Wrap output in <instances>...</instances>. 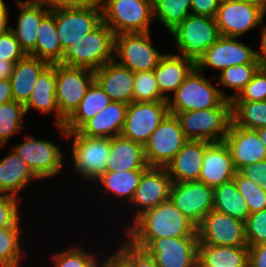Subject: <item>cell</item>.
<instances>
[{
	"label": "cell",
	"mask_w": 266,
	"mask_h": 267,
	"mask_svg": "<svg viewBox=\"0 0 266 267\" xmlns=\"http://www.w3.org/2000/svg\"><path fill=\"white\" fill-rule=\"evenodd\" d=\"M181 129L188 140L223 141L232 122L231 101L218 107L176 113Z\"/></svg>",
	"instance_id": "4"
},
{
	"label": "cell",
	"mask_w": 266,
	"mask_h": 267,
	"mask_svg": "<svg viewBox=\"0 0 266 267\" xmlns=\"http://www.w3.org/2000/svg\"><path fill=\"white\" fill-rule=\"evenodd\" d=\"M20 7L16 28L11 27L15 39L26 55H30L36 47L38 29L41 20L50 12L43 2H26L17 0ZM45 7V8H44Z\"/></svg>",
	"instance_id": "24"
},
{
	"label": "cell",
	"mask_w": 266,
	"mask_h": 267,
	"mask_svg": "<svg viewBox=\"0 0 266 267\" xmlns=\"http://www.w3.org/2000/svg\"><path fill=\"white\" fill-rule=\"evenodd\" d=\"M198 244L248 246L245 222L216 210L210 211L197 227Z\"/></svg>",
	"instance_id": "13"
},
{
	"label": "cell",
	"mask_w": 266,
	"mask_h": 267,
	"mask_svg": "<svg viewBox=\"0 0 266 267\" xmlns=\"http://www.w3.org/2000/svg\"><path fill=\"white\" fill-rule=\"evenodd\" d=\"M248 267H266V242L249 246Z\"/></svg>",
	"instance_id": "52"
},
{
	"label": "cell",
	"mask_w": 266,
	"mask_h": 267,
	"mask_svg": "<svg viewBox=\"0 0 266 267\" xmlns=\"http://www.w3.org/2000/svg\"><path fill=\"white\" fill-rule=\"evenodd\" d=\"M13 63L5 59H0V79H10Z\"/></svg>",
	"instance_id": "56"
},
{
	"label": "cell",
	"mask_w": 266,
	"mask_h": 267,
	"mask_svg": "<svg viewBox=\"0 0 266 267\" xmlns=\"http://www.w3.org/2000/svg\"><path fill=\"white\" fill-rule=\"evenodd\" d=\"M49 65L46 61L30 55L18 60L13 65L10 76L13 100L25 104L30 98L39 75Z\"/></svg>",
	"instance_id": "28"
},
{
	"label": "cell",
	"mask_w": 266,
	"mask_h": 267,
	"mask_svg": "<svg viewBox=\"0 0 266 267\" xmlns=\"http://www.w3.org/2000/svg\"><path fill=\"white\" fill-rule=\"evenodd\" d=\"M45 0H26V2H44Z\"/></svg>",
	"instance_id": "61"
},
{
	"label": "cell",
	"mask_w": 266,
	"mask_h": 267,
	"mask_svg": "<svg viewBox=\"0 0 266 267\" xmlns=\"http://www.w3.org/2000/svg\"><path fill=\"white\" fill-rule=\"evenodd\" d=\"M265 12L236 0H221L215 17L221 36L240 37L262 24Z\"/></svg>",
	"instance_id": "17"
},
{
	"label": "cell",
	"mask_w": 266,
	"mask_h": 267,
	"mask_svg": "<svg viewBox=\"0 0 266 267\" xmlns=\"http://www.w3.org/2000/svg\"><path fill=\"white\" fill-rule=\"evenodd\" d=\"M261 141L266 147V126L256 129Z\"/></svg>",
	"instance_id": "60"
},
{
	"label": "cell",
	"mask_w": 266,
	"mask_h": 267,
	"mask_svg": "<svg viewBox=\"0 0 266 267\" xmlns=\"http://www.w3.org/2000/svg\"><path fill=\"white\" fill-rule=\"evenodd\" d=\"M95 255H93L82 267H103L105 260L102 261V263L98 262L99 260H97L98 257H96Z\"/></svg>",
	"instance_id": "58"
},
{
	"label": "cell",
	"mask_w": 266,
	"mask_h": 267,
	"mask_svg": "<svg viewBox=\"0 0 266 267\" xmlns=\"http://www.w3.org/2000/svg\"><path fill=\"white\" fill-rule=\"evenodd\" d=\"M66 138L74 137L72 144V164L84 180L95 181L106 172L111 151V138L88 137L75 132H67L62 125H56Z\"/></svg>",
	"instance_id": "6"
},
{
	"label": "cell",
	"mask_w": 266,
	"mask_h": 267,
	"mask_svg": "<svg viewBox=\"0 0 266 267\" xmlns=\"http://www.w3.org/2000/svg\"><path fill=\"white\" fill-rule=\"evenodd\" d=\"M172 180L166 167H148L142 174L130 204L138 206L133 222L147 210L169 200ZM135 216V217H134Z\"/></svg>",
	"instance_id": "19"
},
{
	"label": "cell",
	"mask_w": 266,
	"mask_h": 267,
	"mask_svg": "<svg viewBox=\"0 0 266 267\" xmlns=\"http://www.w3.org/2000/svg\"><path fill=\"white\" fill-rule=\"evenodd\" d=\"M13 100L10 79H0V106Z\"/></svg>",
	"instance_id": "54"
},
{
	"label": "cell",
	"mask_w": 266,
	"mask_h": 267,
	"mask_svg": "<svg viewBox=\"0 0 266 267\" xmlns=\"http://www.w3.org/2000/svg\"><path fill=\"white\" fill-rule=\"evenodd\" d=\"M198 267H248L249 247L198 244Z\"/></svg>",
	"instance_id": "31"
},
{
	"label": "cell",
	"mask_w": 266,
	"mask_h": 267,
	"mask_svg": "<svg viewBox=\"0 0 266 267\" xmlns=\"http://www.w3.org/2000/svg\"><path fill=\"white\" fill-rule=\"evenodd\" d=\"M93 82V70L56 64V102L59 108V125L63 126L76 111Z\"/></svg>",
	"instance_id": "8"
},
{
	"label": "cell",
	"mask_w": 266,
	"mask_h": 267,
	"mask_svg": "<svg viewBox=\"0 0 266 267\" xmlns=\"http://www.w3.org/2000/svg\"><path fill=\"white\" fill-rule=\"evenodd\" d=\"M258 69V64H241L228 67L220 72L218 85L224 88L235 90V93L229 96L231 101L237 97L243 88L251 81L252 76Z\"/></svg>",
	"instance_id": "40"
},
{
	"label": "cell",
	"mask_w": 266,
	"mask_h": 267,
	"mask_svg": "<svg viewBox=\"0 0 266 267\" xmlns=\"http://www.w3.org/2000/svg\"><path fill=\"white\" fill-rule=\"evenodd\" d=\"M115 33L102 22L96 29L71 43L63 52L62 64L96 71L115 58Z\"/></svg>",
	"instance_id": "2"
},
{
	"label": "cell",
	"mask_w": 266,
	"mask_h": 267,
	"mask_svg": "<svg viewBox=\"0 0 266 267\" xmlns=\"http://www.w3.org/2000/svg\"><path fill=\"white\" fill-rule=\"evenodd\" d=\"M144 171L105 172L96 181H99L100 185H103L106 192L109 191L113 196L115 195L114 197H124V199L127 197L128 203H131Z\"/></svg>",
	"instance_id": "35"
},
{
	"label": "cell",
	"mask_w": 266,
	"mask_h": 267,
	"mask_svg": "<svg viewBox=\"0 0 266 267\" xmlns=\"http://www.w3.org/2000/svg\"><path fill=\"white\" fill-rule=\"evenodd\" d=\"M8 9L4 0H0V35L10 30L11 26L8 24Z\"/></svg>",
	"instance_id": "55"
},
{
	"label": "cell",
	"mask_w": 266,
	"mask_h": 267,
	"mask_svg": "<svg viewBox=\"0 0 266 267\" xmlns=\"http://www.w3.org/2000/svg\"><path fill=\"white\" fill-rule=\"evenodd\" d=\"M25 56L26 53L20 47L11 30L0 35V59H5L15 64Z\"/></svg>",
	"instance_id": "48"
},
{
	"label": "cell",
	"mask_w": 266,
	"mask_h": 267,
	"mask_svg": "<svg viewBox=\"0 0 266 267\" xmlns=\"http://www.w3.org/2000/svg\"><path fill=\"white\" fill-rule=\"evenodd\" d=\"M127 231L126 239L140 249L157 238L198 237L197 227L170 199L144 212Z\"/></svg>",
	"instance_id": "1"
},
{
	"label": "cell",
	"mask_w": 266,
	"mask_h": 267,
	"mask_svg": "<svg viewBox=\"0 0 266 267\" xmlns=\"http://www.w3.org/2000/svg\"><path fill=\"white\" fill-rule=\"evenodd\" d=\"M153 17L169 32L191 13V0H152Z\"/></svg>",
	"instance_id": "37"
},
{
	"label": "cell",
	"mask_w": 266,
	"mask_h": 267,
	"mask_svg": "<svg viewBox=\"0 0 266 267\" xmlns=\"http://www.w3.org/2000/svg\"><path fill=\"white\" fill-rule=\"evenodd\" d=\"M213 189L214 210L245 222L250 215V210L245 198L237 190L234 179Z\"/></svg>",
	"instance_id": "34"
},
{
	"label": "cell",
	"mask_w": 266,
	"mask_h": 267,
	"mask_svg": "<svg viewBox=\"0 0 266 267\" xmlns=\"http://www.w3.org/2000/svg\"><path fill=\"white\" fill-rule=\"evenodd\" d=\"M168 113L167 101H133L127 106L121 135L144 146Z\"/></svg>",
	"instance_id": "12"
},
{
	"label": "cell",
	"mask_w": 266,
	"mask_h": 267,
	"mask_svg": "<svg viewBox=\"0 0 266 267\" xmlns=\"http://www.w3.org/2000/svg\"><path fill=\"white\" fill-rule=\"evenodd\" d=\"M245 237L248 247L266 242V208L250 213L245 221Z\"/></svg>",
	"instance_id": "45"
},
{
	"label": "cell",
	"mask_w": 266,
	"mask_h": 267,
	"mask_svg": "<svg viewBox=\"0 0 266 267\" xmlns=\"http://www.w3.org/2000/svg\"><path fill=\"white\" fill-rule=\"evenodd\" d=\"M232 123L256 130L266 126V101L231 102Z\"/></svg>",
	"instance_id": "36"
},
{
	"label": "cell",
	"mask_w": 266,
	"mask_h": 267,
	"mask_svg": "<svg viewBox=\"0 0 266 267\" xmlns=\"http://www.w3.org/2000/svg\"><path fill=\"white\" fill-rule=\"evenodd\" d=\"M94 81L112 101L126 104L133 102L134 72L116 60L94 71Z\"/></svg>",
	"instance_id": "22"
},
{
	"label": "cell",
	"mask_w": 266,
	"mask_h": 267,
	"mask_svg": "<svg viewBox=\"0 0 266 267\" xmlns=\"http://www.w3.org/2000/svg\"><path fill=\"white\" fill-rule=\"evenodd\" d=\"M196 67V63L178 54H165L154 69V75L161 95L167 100V92L174 93L185 78Z\"/></svg>",
	"instance_id": "26"
},
{
	"label": "cell",
	"mask_w": 266,
	"mask_h": 267,
	"mask_svg": "<svg viewBox=\"0 0 266 267\" xmlns=\"http://www.w3.org/2000/svg\"><path fill=\"white\" fill-rule=\"evenodd\" d=\"M103 267H128L115 253L111 254L104 263Z\"/></svg>",
	"instance_id": "57"
},
{
	"label": "cell",
	"mask_w": 266,
	"mask_h": 267,
	"mask_svg": "<svg viewBox=\"0 0 266 267\" xmlns=\"http://www.w3.org/2000/svg\"><path fill=\"white\" fill-rule=\"evenodd\" d=\"M205 150V140H188L166 167L172 182L198 181Z\"/></svg>",
	"instance_id": "23"
},
{
	"label": "cell",
	"mask_w": 266,
	"mask_h": 267,
	"mask_svg": "<svg viewBox=\"0 0 266 267\" xmlns=\"http://www.w3.org/2000/svg\"><path fill=\"white\" fill-rule=\"evenodd\" d=\"M12 150L30 167L38 179L60 174L63 162L61 149L52 141L29 135Z\"/></svg>",
	"instance_id": "14"
},
{
	"label": "cell",
	"mask_w": 266,
	"mask_h": 267,
	"mask_svg": "<svg viewBox=\"0 0 266 267\" xmlns=\"http://www.w3.org/2000/svg\"><path fill=\"white\" fill-rule=\"evenodd\" d=\"M50 12L55 16L57 33L63 51L103 22L101 5Z\"/></svg>",
	"instance_id": "16"
},
{
	"label": "cell",
	"mask_w": 266,
	"mask_h": 267,
	"mask_svg": "<svg viewBox=\"0 0 266 267\" xmlns=\"http://www.w3.org/2000/svg\"><path fill=\"white\" fill-rule=\"evenodd\" d=\"M133 101H167L159 91L154 70L134 73Z\"/></svg>",
	"instance_id": "41"
},
{
	"label": "cell",
	"mask_w": 266,
	"mask_h": 267,
	"mask_svg": "<svg viewBox=\"0 0 266 267\" xmlns=\"http://www.w3.org/2000/svg\"><path fill=\"white\" fill-rule=\"evenodd\" d=\"M63 52L57 33L55 16L49 12L41 20L36 47L30 56L44 60L50 65L62 64Z\"/></svg>",
	"instance_id": "33"
},
{
	"label": "cell",
	"mask_w": 266,
	"mask_h": 267,
	"mask_svg": "<svg viewBox=\"0 0 266 267\" xmlns=\"http://www.w3.org/2000/svg\"><path fill=\"white\" fill-rule=\"evenodd\" d=\"M221 0H191V13L193 15L215 18Z\"/></svg>",
	"instance_id": "51"
},
{
	"label": "cell",
	"mask_w": 266,
	"mask_h": 267,
	"mask_svg": "<svg viewBox=\"0 0 266 267\" xmlns=\"http://www.w3.org/2000/svg\"><path fill=\"white\" fill-rule=\"evenodd\" d=\"M169 33L173 35L175 44L181 52L178 55L195 63L221 37L215 18L193 14L178 23Z\"/></svg>",
	"instance_id": "5"
},
{
	"label": "cell",
	"mask_w": 266,
	"mask_h": 267,
	"mask_svg": "<svg viewBox=\"0 0 266 267\" xmlns=\"http://www.w3.org/2000/svg\"><path fill=\"white\" fill-rule=\"evenodd\" d=\"M103 22L115 35L150 32L153 18L152 0H101Z\"/></svg>",
	"instance_id": "7"
},
{
	"label": "cell",
	"mask_w": 266,
	"mask_h": 267,
	"mask_svg": "<svg viewBox=\"0 0 266 267\" xmlns=\"http://www.w3.org/2000/svg\"><path fill=\"white\" fill-rule=\"evenodd\" d=\"M233 179L237 190L245 198L250 213H255L266 208V192L262 190L261 186L243 177L238 171Z\"/></svg>",
	"instance_id": "42"
},
{
	"label": "cell",
	"mask_w": 266,
	"mask_h": 267,
	"mask_svg": "<svg viewBox=\"0 0 266 267\" xmlns=\"http://www.w3.org/2000/svg\"><path fill=\"white\" fill-rule=\"evenodd\" d=\"M188 141L174 114L168 113L144 145L150 167H167Z\"/></svg>",
	"instance_id": "10"
},
{
	"label": "cell",
	"mask_w": 266,
	"mask_h": 267,
	"mask_svg": "<svg viewBox=\"0 0 266 267\" xmlns=\"http://www.w3.org/2000/svg\"><path fill=\"white\" fill-rule=\"evenodd\" d=\"M128 104L112 101L95 117L85 122L77 132L88 137L112 138L121 135Z\"/></svg>",
	"instance_id": "27"
},
{
	"label": "cell",
	"mask_w": 266,
	"mask_h": 267,
	"mask_svg": "<svg viewBox=\"0 0 266 267\" xmlns=\"http://www.w3.org/2000/svg\"><path fill=\"white\" fill-rule=\"evenodd\" d=\"M197 67L185 78L183 83L167 99L169 113L205 110L218 107L229 96L218 89L210 80L203 77Z\"/></svg>",
	"instance_id": "3"
},
{
	"label": "cell",
	"mask_w": 266,
	"mask_h": 267,
	"mask_svg": "<svg viewBox=\"0 0 266 267\" xmlns=\"http://www.w3.org/2000/svg\"><path fill=\"white\" fill-rule=\"evenodd\" d=\"M236 172L233 159L225 142L206 141L203 166L198 181L214 188L232 180Z\"/></svg>",
	"instance_id": "21"
},
{
	"label": "cell",
	"mask_w": 266,
	"mask_h": 267,
	"mask_svg": "<svg viewBox=\"0 0 266 267\" xmlns=\"http://www.w3.org/2000/svg\"><path fill=\"white\" fill-rule=\"evenodd\" d=\"M169 199L196 227L214 209V189L202 182H172Z\"/></svg>",
	"instance_id": "11"
},
{
	"label": "cell",
	"mask_w": 266,
	"mask_h": 267,
	"mask_svg": "<svg viewBox=\"0 0 266 267\" xmlns=\"http://www.w3.org/2000/svg\"><path fill=\"white\" fill-rule=\"evenodd\" d=\"M26 114L31 108L41 113L56 114V125H59V108L56 102V64L49 65L38 77L28 101L24 104Z\"/></svg>",
	"instance_id": "29"
},
{
	"label": "cell",
	"mask_w": 266,
	"mask_h": 267,
	"mask_svg": "<svg viewBox=\"0 0 266 267\" xmlns=\"http://www.w3.org/2000/svg\"><path fill=\"white\" fill-rule=\"evenodd\" d=\"M143 250L158 267H198V237L157 238Z\"/></svg>",
	"instance_id": "15"
},
{
	"label": "cell",
	"mask_w": 266,
	"mask_h": 267,
	"mask_svg": "<svg viewBox=\"0 0 266 267\" xmlns=\"http://www.w3.org/2000/svg\"><path fill=\"white\" fill-rule=\"evenodd\" d=\"M243 177L261 186L266 192V160L249 164L238 171Z\"/></svg>",
	"instance_id": "49"
},
{
	"label": "cell",
	"mask_w": 266,
	"mask_h": 267,
	"mask_svg": "<svg viewBox=\"0 0 266 267\" xmlns=\"http://www.w3.org/2000/svg\"><path fill=\"white\" fill-rule=\"evenodd\" d=\"M223 141L237 171L246 165L266 160V147L256 130L241 128L231 122Z\"/></svg>",
	"instance_id": "20"
},
{
	"label": "cell",
	"mask_w": 266,
	"mask_h": 267,
	"mask_svg": "<svg viewBox=\"0 0 266 267\" xmlns=\"http://www.w3.org/2000/svg\"><path fill=\"white\" fill-rule=\"evenodd\" d=\"M94 254L80 247H70L53 255L55 267H82Z\"/></svg>",
	"instance_id": "47"
},
{
	"label": "cell",
	"mask_w": 266,
	"mask_h": 267,
	"mask_svg": "<svg viewBox=\"0 0 266 267\" xmlns=\"http://www.w3.org/2000/svg\"><path fill=\"white\" fill-rule=\"evenodd\" d=\"M26 115L24 104L11 100L0 106V147H4L13 134L21 131Z\"/></svg>",
	"instance_id": "39"
},
{
	"label": "cell",
	"mask_w": 266,
	"mask_h": 267,
	"mask_svg": "<svg viewBox=\"0 0 266 267\" xmlns=\"http://www.w3.org/2000/svg\"><path fill=\"white\" fill-rule=\"evenodd\" d=\"M236 1H241L244 3H250L256 5L266 13V0H236Z\"/></svg>",
	"instance_id": "59"
},
{
	"label": "cell",
	"mask_w": 266,
	"mask_h": 267,
	"mask_svg": "<svg viewBox=\"0 0 266 267\" xmlns=\"http://www.w3.org/2000/svg\"><path fill=\"white\" fill-rule=\"evenodd\" d=\"M125 241V242H124ZM115 253L128 267H158L155 259L143 249L124 239Z\"/></svg>",
	"instance_id": "43"
},
{
	"label": "cell",
	"mask_w": 266,
	"mask_h": 267,
	"mask_svg": "<svg viewBox=\"0 0 266 267\" xmlns=\"http://www.w3.org/2000/svg\"><path fill=\"white\" fill-rule=\"evenodd\" d=\"M260 49L256 50L258 69L266 71V26L261 34Z\"/></svg>",
	"instance_id": "53"
},
{
	"label": "cell",
	"mask_w": 266,
	"mask_h": 267,
	"mask_svg": "<svg viewBox=\"0 0 266 267\" xmlns=\"http://www.w3.org/2000/svg\"><path fill=\"white\" fill-rule=\"evenodd\" d=\"M110 145L106 172L146 170L149 167L143 145L122 135L112 137Z\"/></svg>",
	"instance_id": "25"
},
{
	"label": "cell",
	"mask_w": 266,
	"mask_h": 267,
	"mask_svg": "<svg viewBox=\"0 0 266 267\" xmlns=\"http://www.w3.org/2000/svg\"><path fill=\"white\" fill-rule=\"evenodd\" d=\"M32 179L38 178L13 150L0 160V194L17 197Z\"/></svg>",
	"instance_id": "30"
},
{
	"label": "cell",
	"mask_w": 266,
	"mask_h": 267,
	"mask_svg": "<svg viewBox=\"0 0 266 267\" xmlns=\"http://www.w3.org/2000/svg\"><path fill=\"white\" fill-rule=\"evenodd\" d=\"M18 197L0 194V228L16 226L20 221Z\"/></svg>",
	"instance_id": "46"
},
{
	"label": "cell",
	"mask_w": 266,
	"mask_h": 267,
	"mask_svg": "<svg viewBox=\"0 0 266 267\" xmlns=\"http://www.w3.org/2000/svg\"><path fill=\"white\" fill-rule=\"evenodd\" d=\"M266 101V71L257 69L251 81L231 102Z\"/></svg>",
	"instance_id": "44"
},
{
	"label": "cell",
	"mask_w": 266,
	"mask_h": 267,
	"mask_svg": "<svg viewBox=\"0 0 266 267\" xmlns=\"http://www.w3.org/2000/svg\"><path fill=\"white\" fill-rule=\"evenodd\" d=\"M112 100L103 89L94 81L88 88L84 98L76 111L63 125L67 132L77 131L85 122L104 110Z\"/></svg>",
	"instance_id": "32"
},
{
	"label": "cell",
	"mask_w": 266,
	"mask_h": 267,
	"mask_svg": "<svg viewBox=\"0 0 266 267\" xmlns=\"http://www.w3.org/2000/svg\"><path fill=\"white\" fill-rule=\"evenodd\" d=\"M238 37L221 36L213 43L198 60L196 67L204 72L213 67L221 70L241 64H257L256 50L243 42Z\"/></svg>",
	"instance_id": "18"
},
{
	"label": "cell",
	"mask_w": 266,
	"mask_h": 267,
	"mask_svg": "<svg viewBox=\"0 0 266 267\" xmlns=\"http://www.w3.org/2000/svg\"><path fill=\"white\" fill-rule=\"evenodd\" d=\"M150 38V32L115 35L114 60L134 73L153 71L165 54L152 46Z\"/></svg>",
	"instance_id": "9"
},
{
	"label": "cell",
	"mask_w": 266,
	"mask_h": 267,
	"mask_svg": "<svg viewBox=\"0 0 266 267\" xmlns=\"http://www.w3.org/2000/svg\"><path fill=\"white\" fill-rule=\"evenodd\" d=\"M50 11L70 8L88 7L100 5L101 0H45L43 2Z\"/></svg>",
	"instance_id": "50"
},
{
	"label": "cell",
	"mask_w": 266,
	"mask_h": 267,
	"mask_svg": "<svg viewBox=\"0 0 266 267\" xmlns=\"http://www.w3.org/2000/svg\"><path fill=\"white\" fill-rule=\"evenodd\" d=\"M20 223L16 226L0 228V267H19L22 261L23 253L19 241L22 231Z\"/></svg>",
	"instance_id": "38"
}]
</instances>
